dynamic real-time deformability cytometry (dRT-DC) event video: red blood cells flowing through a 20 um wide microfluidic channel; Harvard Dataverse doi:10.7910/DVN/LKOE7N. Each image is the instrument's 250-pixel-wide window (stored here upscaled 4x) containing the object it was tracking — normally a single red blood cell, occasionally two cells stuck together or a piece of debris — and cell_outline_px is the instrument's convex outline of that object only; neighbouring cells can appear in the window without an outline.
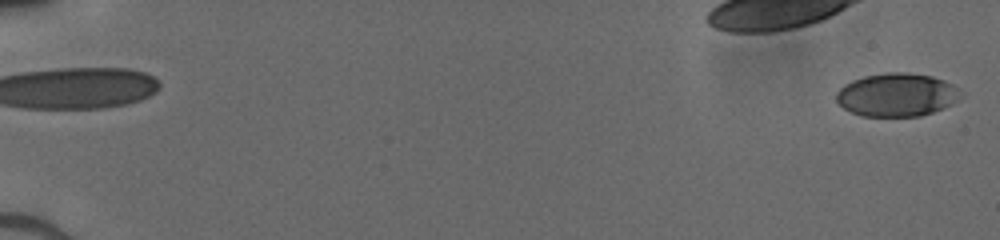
{"species": "human", "species_latin": "Homo sapiens", "temperature_condition": "cold", "stored_images_in_passage": 52, "camera_frame_rate_fps": 3000, "um_per_image_px": 0.085, "donor": {"sex": "male"}, "frame": {"image": 1, "passage_image": 1, "time_ms": 0.0, "image_size_px": [1000, 240], "cell_outline_px": [[956, 100], [952, 104], [932, 112], [920, 116], [860, 116], [844, 108], [836, 100], [836, 92], [844, 84], [852, 80], [864, 76], [888, 72], [908, 72], [932, 76], [944, 80], [952, 84], [956, 88]], "centroid_in_image_um": [76.16, 8.05], "position_along_channel_um": 8.8, "area_um2": 31.04}}
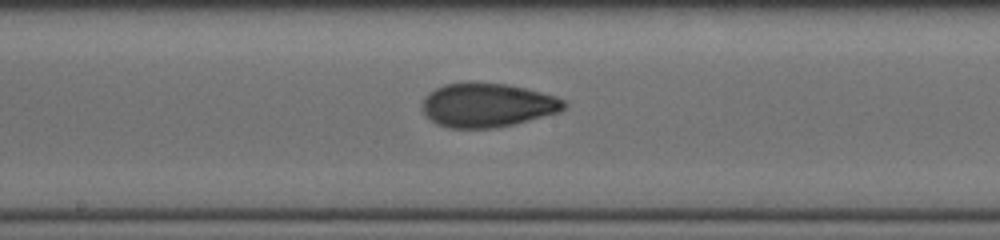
{"frame": {"image": 2, "passage_image": 30, "time_ms": 9.667, "image_size_px": [1000, 240], "cell_outline_px": [[568, 104], [560, 112], [516, 124], [492, 128], [448, 128], [436, 124], [420, 108], [420, 104], [424, 96], [428, 92], [444, 84], [508, 84], [556, 96], [564, 100]], "centroid_in_image_um": [41.42, 8.96], "position_along_channel_um": 206.8, "area_um2": 36.18}}
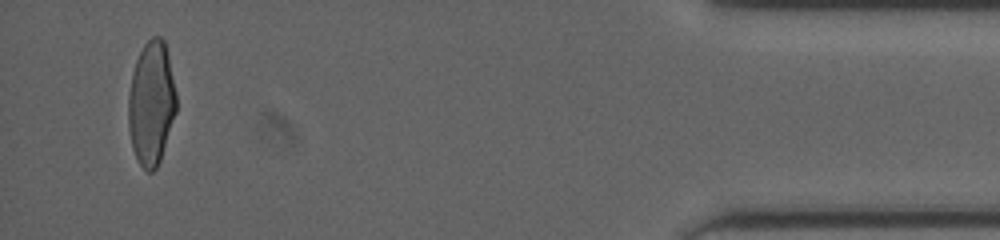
{"frame": {"image": 3, "passage_image": 50, "time_ms": 16.333, "image_size_px": [1000, 240], "cell_outline_px": [[176, 112], [160, 160], [156, 168], [152, 172], [148, 172], [140, 164], [132, 148], [128, 128], [128, 96], [132, 72], [136, 60], [144, 44], [152, 36], [160, 36], [164, 40], [168, 56], [176, 92]], "centroid_in_image_um": [12.85, 8.77], "position_along_channel_um": 422.3, "area_um2": 34.56}}